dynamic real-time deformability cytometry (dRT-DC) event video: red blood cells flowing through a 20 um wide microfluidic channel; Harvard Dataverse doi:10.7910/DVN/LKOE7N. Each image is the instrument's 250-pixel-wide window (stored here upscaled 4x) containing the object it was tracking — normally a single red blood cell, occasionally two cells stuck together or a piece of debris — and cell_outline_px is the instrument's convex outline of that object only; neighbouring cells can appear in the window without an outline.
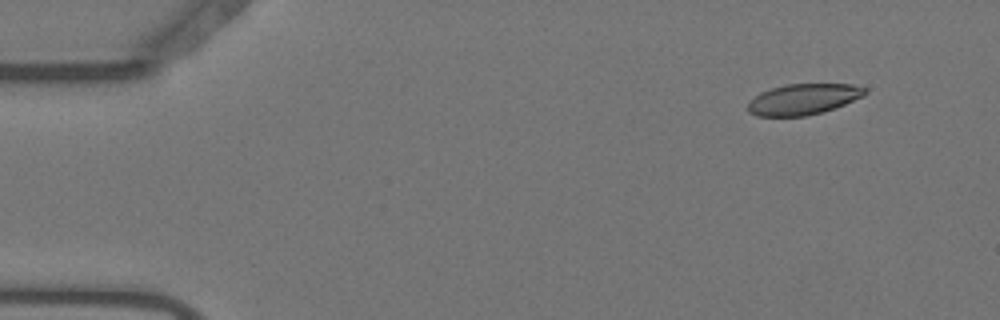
{"species": "Egyptian fruit bat (a non-hibernating species)", "species_latin": "Rousettus aegyptiacus", "temperature_condition": "warm", "stored_images_in_passage": 43, "camera_frame_rate_fps": 3000, "um_per_image_px": 0.085, "animal": {"sex": "female"}, "frame": {"image": 1, "passage_image": 5, "time_ms": 1.333, "image_size_px": [1000, 320], "cell_outline_px": [[868, 92], [864, 96], [844, 104], [820, 112], [804, 116], [756, 116], [748, 112], [748, 100], [760, 92], [772, 88], [788, 84], [852, 84], [864, 88]], "centroid_in_image_um": [68.24, 8.43], "position_along_channel_um": 16.8, "area_um2": 20.92}}
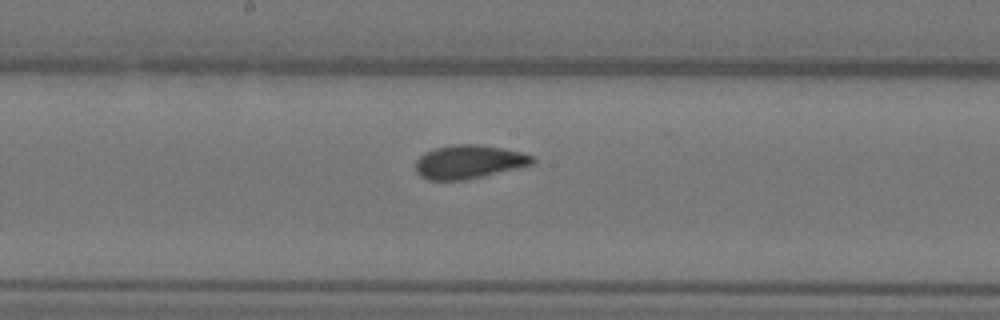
{"frame": {"image": 2, "passage_image": 29, "time_ms": 9.333, "image_size_px": [1000, 320], "cell_outline_px": [[536, 160], [532, 164], [516, 168], [464, 180], [428, 180], [420, 176], [416, 172], [416, 160], [424, 152], [432, 148], [452, 144], [480, 144], [504, 148], [524, 152], [532, 156]], "centroid_in_image_um": [39.83, 13.73], "position_along_channel_um": 208.4, "area_um2": 23.0}}
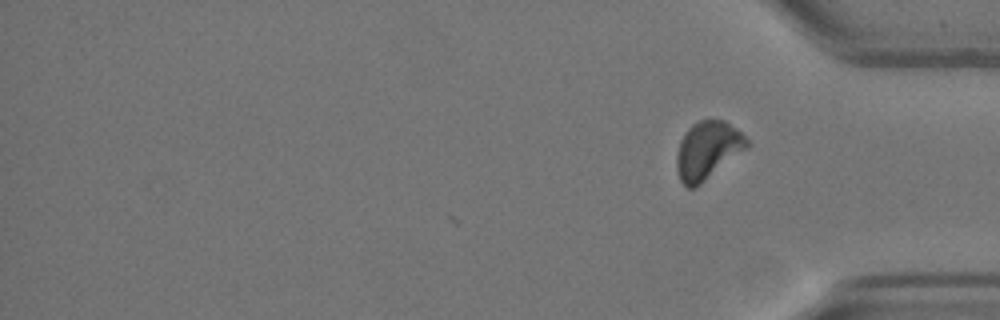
{"frame": {"image": 3, "passage_image": 43, "time_ms": 14.0, "image_size_px": [1000, 320], "cell_outline_px": [[752, 144], [748, 148], [696, 188], [688, 188], [680, 180], [676, 168], [676, 156], [680, 140], [688, 128], [692, 124], [700, 120], [724, 120], [736, 128]], "centroid_in_image_um": [60.15, 12.79], "position_along_channel_um": 375.0, "area_um2": 23.87}, "authors_computed_cell_mechanics": {"area_um2": 23.0044, "velocity_mm_per_s": 3.6639, "shape_relaxation_time_tau1_ms": null, "shape_relaxation_time_tau2_ms": 0.8988, "deformation_change_tau1": null, "deformation_change_tau2": 0.0723}}